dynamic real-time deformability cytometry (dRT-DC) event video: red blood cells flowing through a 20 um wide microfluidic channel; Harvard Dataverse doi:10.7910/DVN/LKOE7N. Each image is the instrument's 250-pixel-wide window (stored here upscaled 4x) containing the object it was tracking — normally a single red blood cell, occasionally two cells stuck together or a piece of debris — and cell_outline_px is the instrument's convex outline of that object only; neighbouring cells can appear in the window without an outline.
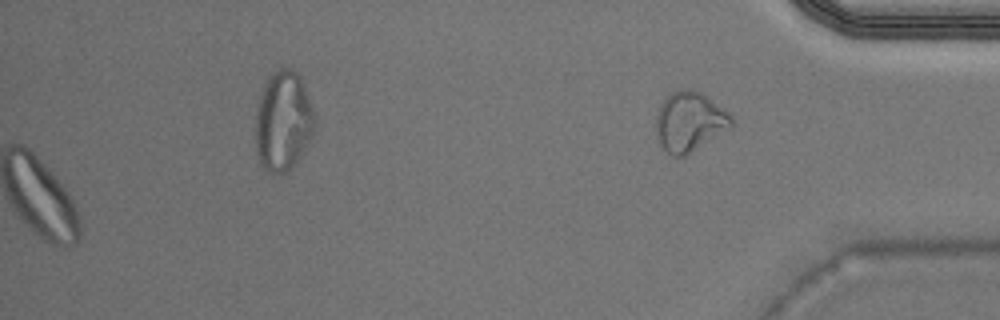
{"species": "Egyptian fruit bat (a non-hibernating species)", "species_latin": "Rousettus aegyptiacus", "temperature_condition": "warm", "stored_images_in_passage": 34, "camera_frame_rate_fps": 3000, "um_per_image_px": 0.085, "animal": {"sex": "male"}, "frame": {"image": 1, "passage_image": 34, "time_ms": 11.0, "image_size_px": [1000, 320], "cell_outline_px": [[736, 124], [732, 128], [684, 156], [672, 156], [660, 144], [656, 136], [656, 116], [660, 104], [672, 92], [680, 88], [692, 88], [700, 92], [724, 108], [732, 116]], "centroid_in_image_um": [58.64, 10.33], "position_along_channel_um": 376.6, "area_um2": 26.47}}